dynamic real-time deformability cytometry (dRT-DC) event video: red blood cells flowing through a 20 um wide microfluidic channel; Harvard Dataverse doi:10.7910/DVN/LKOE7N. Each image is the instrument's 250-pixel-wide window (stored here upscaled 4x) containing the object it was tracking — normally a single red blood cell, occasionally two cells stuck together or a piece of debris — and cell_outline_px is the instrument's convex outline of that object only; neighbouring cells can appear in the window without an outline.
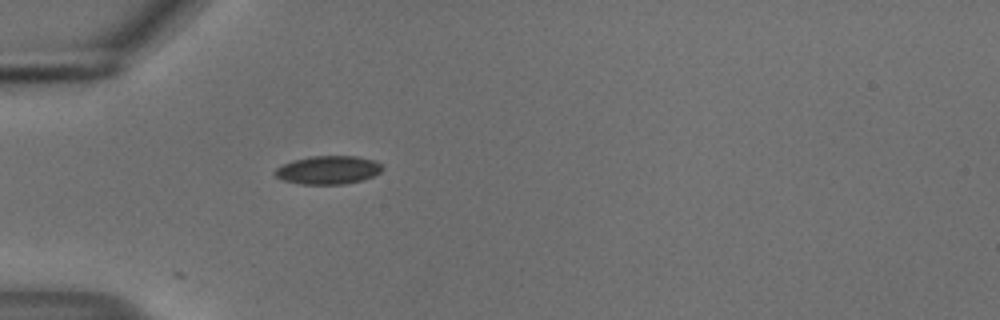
{"species": "common noctule bat (a hibernating species)", "species_latin": "Nyctalus noctula", "temperature_condition": "cold", "stored_images_in_passage": 14, "camera_frame_rate_fps": 3000, "um_per_image_px": 0.085, "animal": {"sex": "male", "body_mass_g": 18.8}, "frame": {"image": 1, "passage_image": 1, "time_ms": 0.0, "image_size_px": [1000, 320], "cell_outline_px": [[384, 168], [380, 172], [372, 176], [360, 180], [344, 184], [300, 184], [284, 180], [276, 176], [272, 172], [276, 168], [292, 160], [308, 156], [356, 156], [376, 160], [384, 164]], "centroid_in_image_um": [27.91, 14.43], "position_along_channel_um": 57.1, "area_um2": 17.86}}